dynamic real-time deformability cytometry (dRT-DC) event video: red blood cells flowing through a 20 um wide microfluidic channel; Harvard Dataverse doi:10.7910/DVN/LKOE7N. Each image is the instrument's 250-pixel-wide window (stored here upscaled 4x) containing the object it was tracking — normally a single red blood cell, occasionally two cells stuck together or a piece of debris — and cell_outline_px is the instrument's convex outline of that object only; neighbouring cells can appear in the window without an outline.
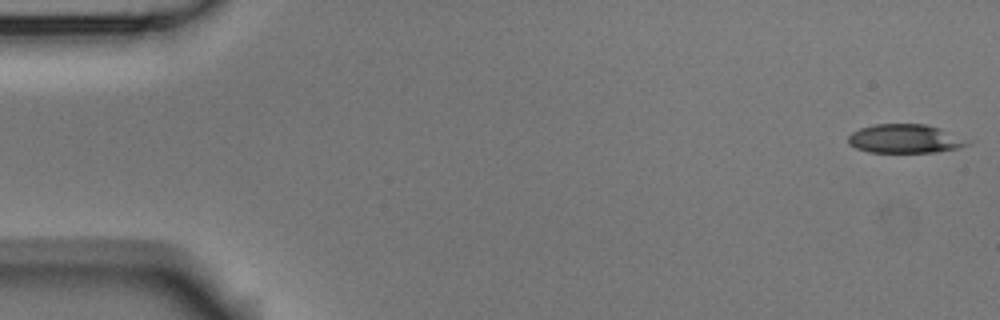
{"species": "Egyptian fruit bat (a non-hibernating species)", "species_latin": "Rousettus aegyptiacus", "temperature_condition": "room temperature", "stored_images_in_passage": 6, "camera_frame_rate_fps": 3000, "um_per_image_px": 0.085, "animal": {"sex": "male"}, "frame": {"image": 1, "passage_image": 1, "time_ms": 0.0, "image_size_px": [1000, 320], "cell_outline_px": [[976, 140], [972, 144], [960, 148], [936, 152], [868, 152], [856, 148], [848, 144], [848, 136], [852, 132], [860, 128], [872, 124], [928, 124]], "centroid_in_image_um": [77.04, 11.79], "position_along_channel_um": 8.0, "area_um2": 20.63}}
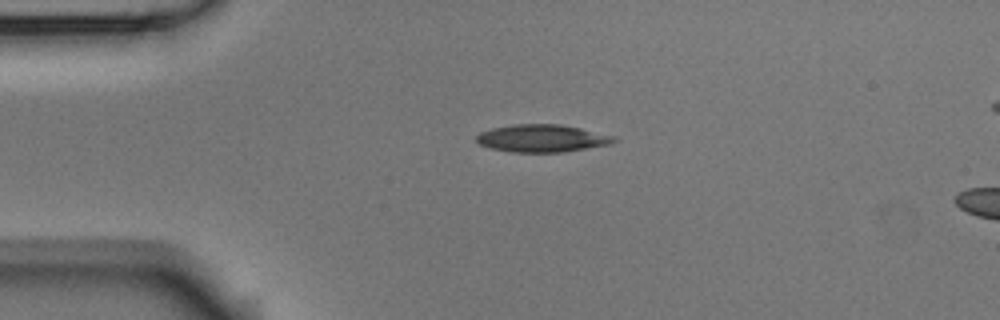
{"frame": {"image": 2, "passage_image": 4, "time_ms": 1.0, "image_size_px": [1000, 320], "cell_outline_px": [[620, 140], [612, 144], [564, 152], [512, 152], [492, 148], [480, 144], [476, 140], [476, 136], [480, 132], [492, 128], [516, 124], [560, 124], [580, 128], [616, 136]], "centroid_in_image_um": [46.14, 11.75], "position_along_channel_um": 38.9, "area_um2": 22.14}}
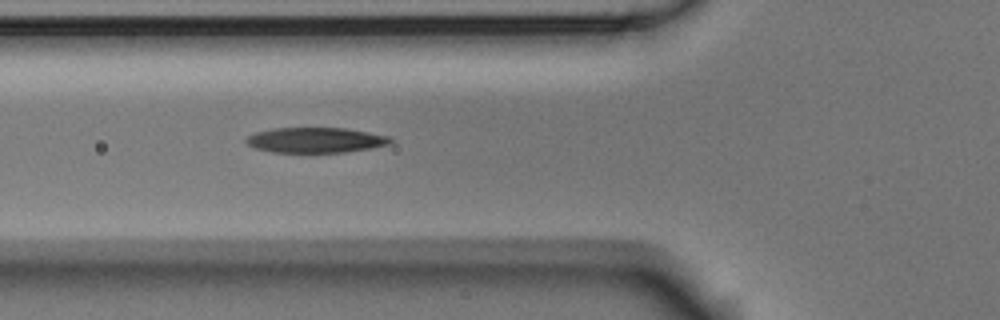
{"frame": {"image": 3, "passage_image": 6, "time_ms": 1.667, "image_size_px": [1000, 320], "cell_outline_px": [[396, 140], [392, 144], [372, 148], [344, 152], [272, 152], [256, 148], [248, 144], [244, 140], [248, 136], [256, 132], [272, 128], [344, 128], [368, 132], [388, 136]], "centroid_in_image_um": [26.87, 11.91], "position_along_channel_um": 98.9, "area_um2": 21.27}}